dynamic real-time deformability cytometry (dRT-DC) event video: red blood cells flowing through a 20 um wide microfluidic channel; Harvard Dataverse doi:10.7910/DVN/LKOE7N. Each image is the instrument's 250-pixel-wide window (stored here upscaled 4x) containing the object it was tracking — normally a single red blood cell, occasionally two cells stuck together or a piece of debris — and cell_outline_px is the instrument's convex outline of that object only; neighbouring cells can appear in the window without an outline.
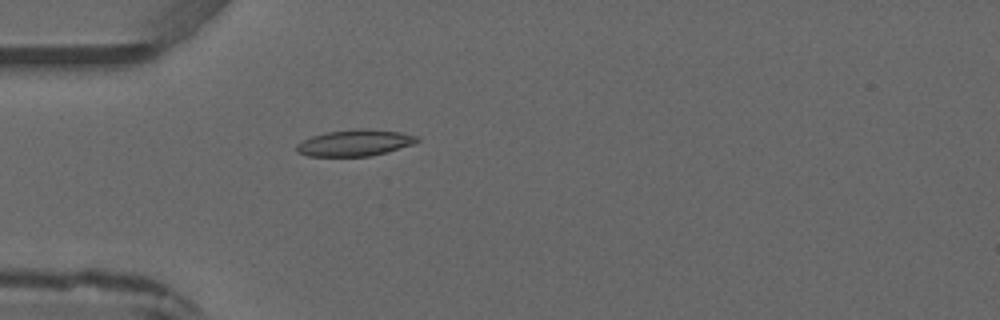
{"species": "common noctule bat (a hibernating species)", "species_latin": "Nyctalus noctula", "temperature_condition": "warm", "stored_images_in_passage": 4, "camera_frame_rate_fps": 3000, "um_per_image_px": 0.085, "animal": {"sex": "male", "forearm_length_mm": 52.5}, "frame": {"image": 1, "passage_image": 4, "time_ms": 3.667, "image_size_px": [1000, 320], "cell_outline_px": [[420, 140], [412, 144], [388, 152], [372, 156], [308, 156], [296, 152], [296, 144], [312, 136], [328, 132], [352, 128], [368, 128], [400, 132], [420, 136]], "centroid_in_image_um": [30.19, 12.13], "position_along_channel_um": 54.8, "area_um2": 18.73}}